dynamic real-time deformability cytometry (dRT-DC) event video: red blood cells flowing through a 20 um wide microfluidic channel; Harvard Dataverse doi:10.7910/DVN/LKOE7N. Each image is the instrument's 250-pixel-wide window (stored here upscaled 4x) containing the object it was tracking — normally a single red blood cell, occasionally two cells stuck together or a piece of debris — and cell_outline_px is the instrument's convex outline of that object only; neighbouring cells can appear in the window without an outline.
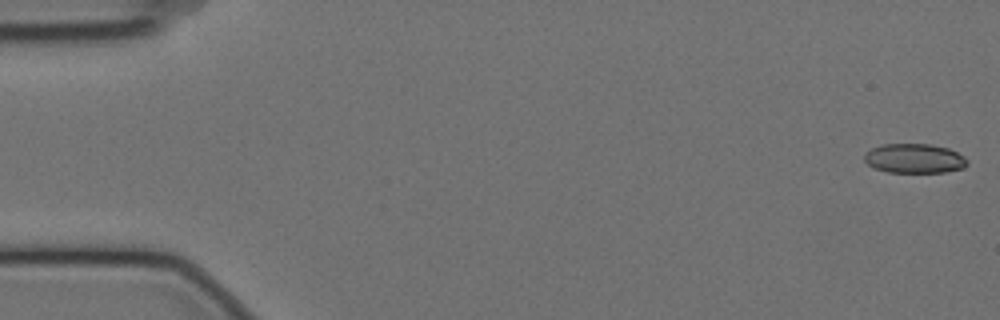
{"species": "Egyptian fruit bat (a non-hibernating species)", "species_latin": "Rousettus aegyptiacus", "temperature_condition": "cold", "stored_images_in_passage": 5, "camera_frame_rate_fps": 3000, "um_per_image_px": 0.085, "animal": {"sex": "female"}, "frame": {"image": 1, "passage_image": 1, "time_ms": 0.0, "image_size_px": [1000, 320], "cell_outline_px": [[968, 164], [964, 168], [944, 172], [888, 172], [876, 168], [868, 164], [864, 160], [864, 156], [872, 148], [880, 144], [932, 144], [948, 148], [964, 156], [968, 160]], "centroid_in_image_um": [77.75, 13.46], "position_along_channel_um": 7.2, "area_um2": 17.63}}